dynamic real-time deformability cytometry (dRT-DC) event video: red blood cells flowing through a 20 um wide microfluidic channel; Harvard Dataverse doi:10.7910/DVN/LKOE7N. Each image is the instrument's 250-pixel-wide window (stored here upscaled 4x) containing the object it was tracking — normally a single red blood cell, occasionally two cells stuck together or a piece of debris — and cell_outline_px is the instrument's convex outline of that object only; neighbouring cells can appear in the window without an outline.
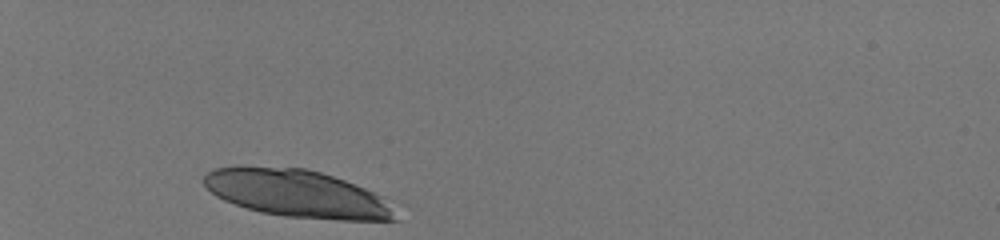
{"species": "human", "species_latin": "Homo sapiens", "temperature_condition": "room temperature", "stored_images_in_passage": 25, "segment_of_instrument_passage": [1, 2], "camera_frame_rate_fps": 3000, "um_per_image_px": 0.085, "donor": {"sex": "male"}, "frame": {"image": 1, "passage_image": 1, "time_ms": 0.0, "image_size_px": [1000, 240], "cell_outline_px": [[400, 220], [340, 220], [284, 216], [260, 212], [224, 200], [216, 196], [204, 184], [204, 176], [208, 172], [216, 168], [308, 168], [344, 180], [384, 196]], "centroid_in_image_um": [25.33, 16.49], "position_along_channel_um": 59.7, "area_um2": 52.02}}